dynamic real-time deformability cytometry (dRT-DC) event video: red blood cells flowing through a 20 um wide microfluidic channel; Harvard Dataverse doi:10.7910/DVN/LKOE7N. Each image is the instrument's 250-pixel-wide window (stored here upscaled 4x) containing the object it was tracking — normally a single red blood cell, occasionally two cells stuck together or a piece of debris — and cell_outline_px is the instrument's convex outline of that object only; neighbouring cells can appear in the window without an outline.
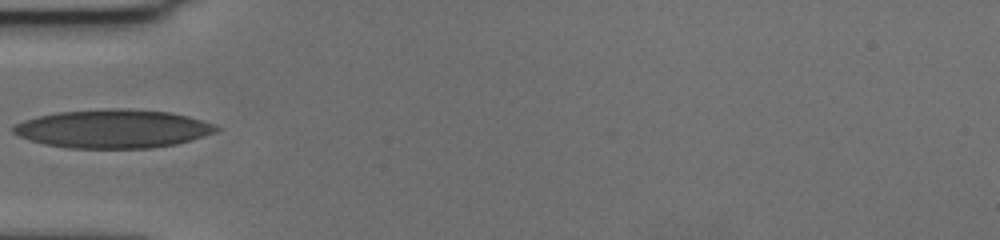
{"species": "human", "species_latin": "Homo sapiens", "temperature_condition": "cold", "stored_images_in_passage": 38, "camera_frame_rate_fps": 3000, "um_per_image_px": 0.085, "donor": {"sex": "female"}, "frame": {"image": 1, "passage_image": 1, "time_ms": 0.0, "image_size_px": [1000, 240], "cell_outline_px": [[220, 128], [216, 132], [192, 140], [176, 144], [152, 148], [68, 148], [44, 144], [28, 140], [12, 132], [12, 124], [36, 116], [56, 112], [112, 108], [124, 108], [172, 112], [188, 116], [212, 124]], "centroid_in_image_um": [9.57, 10.94], "position_along_channel_um": 75.4, "area_um2": 45.78}}
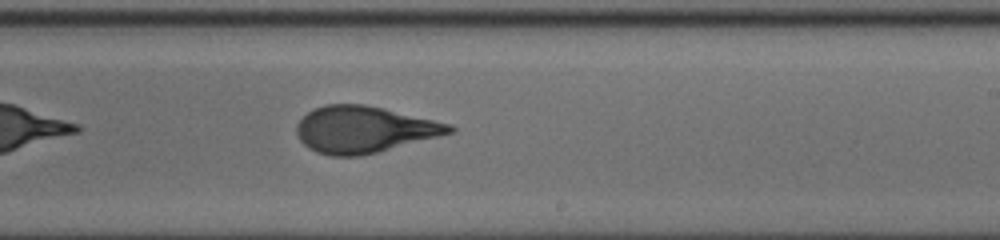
{"frame": {"image": 2, "passage_image": 16, "time_ms": 5.0, "image_size_px": [1000, 240], "cell_outline_px": [[456, 128], [452, 132], [376, 152], [360, 156], [328, 156], [316, 152], [308, 148], [300, 140], [296, 132], [296, 124], [312, 108], [324, 104], [364, 104], [384, 108], [452, 124]], "centroid_in_image_um": [30.89, 10.99], "position_along_channel_um": 258.1, "area_um2": 41.27}}
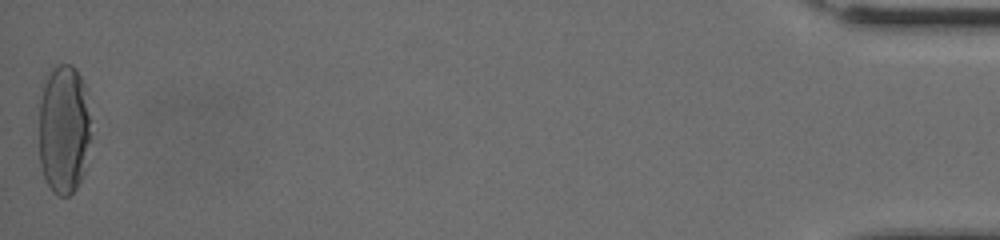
{"frame": {"image": 3, "passage_image": 38, "time_ms": 12.333, "image_size_px": [1000, 240], "cell_outline_px": [[88, 140], [84, 172], [76, 188], [68, 196], [60, 196], [52, 192], [44, 176], [40, 164], [40, 100], [44, 84], [52, 68], [60, 64], [72, 64], [76, 68], [84, 84], [88, 116]], "centroid_in_image_um": [5.4, 11.0], "position_along_channel_um": 429.8, "area_um2": 38.49}}